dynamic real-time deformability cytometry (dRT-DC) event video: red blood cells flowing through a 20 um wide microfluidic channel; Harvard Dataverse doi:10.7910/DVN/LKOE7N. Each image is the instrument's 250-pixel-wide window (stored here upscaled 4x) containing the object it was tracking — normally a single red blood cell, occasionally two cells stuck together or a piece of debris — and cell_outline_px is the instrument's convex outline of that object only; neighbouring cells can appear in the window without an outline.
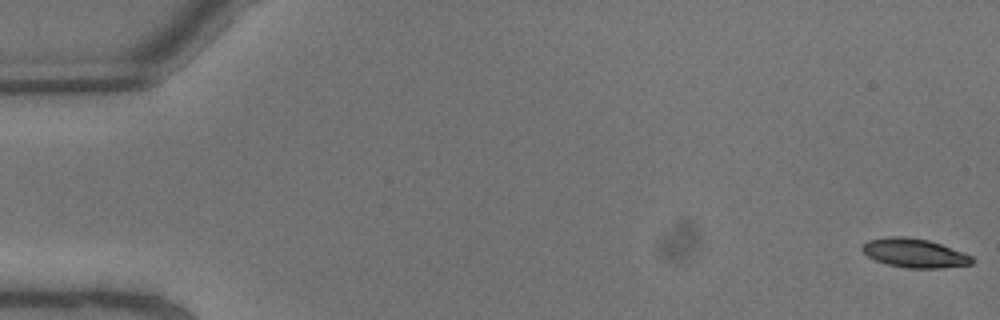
{"species": "common noctule bat (a hibernating species)", "species_latin": "Nyctalus noctula", "temperature_condition": "warm", "stored_images_in_passage": 7, "camera_frame_rate_fps": 3000, "um_per_image_px": 0.085, "animal": {"sex": "male", "body_mass_g": 13.3}, "frame": {"image": 1, "passage_image": 1, "time_ms": 0.0, "image_size_px": [1000, 320], "cell_outline_px": [[976, 260], [972, 264], [940, 268], [908, 268], [888, 264], [876, 260], [868, 256], [860, 248], [868, 240], [888, 236], [904, 236], [928, 240], [940, 244], [972, 256]], "centroid_in_image_um": [77.73, 21.51], "position_along_channel_um": 7.3, "area_um2": 18.38}}
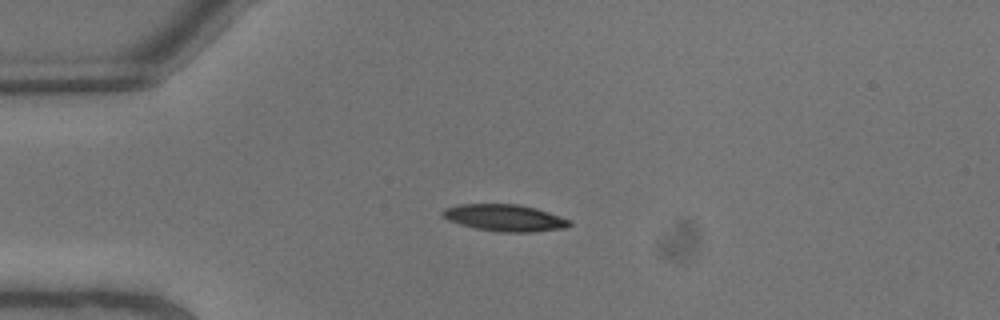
{"frame": {"image": 2, "passage_image": 6, "time_ms": 1.667, "image_size_px": [1000, 320], "cell_outline_px": [[572, 224], [564, 228], [532, 232], [500, 232], [476, 228], [460, 224], [448, 220], [440, 216], [440, 212], [444, 208], [460, 204], [516, 204], [536, 208], [572, 220]], "centroid_in_image_um": [42.88, 18.51], "position_along_channel_um": 42.1, "area_um2": 19.88}}